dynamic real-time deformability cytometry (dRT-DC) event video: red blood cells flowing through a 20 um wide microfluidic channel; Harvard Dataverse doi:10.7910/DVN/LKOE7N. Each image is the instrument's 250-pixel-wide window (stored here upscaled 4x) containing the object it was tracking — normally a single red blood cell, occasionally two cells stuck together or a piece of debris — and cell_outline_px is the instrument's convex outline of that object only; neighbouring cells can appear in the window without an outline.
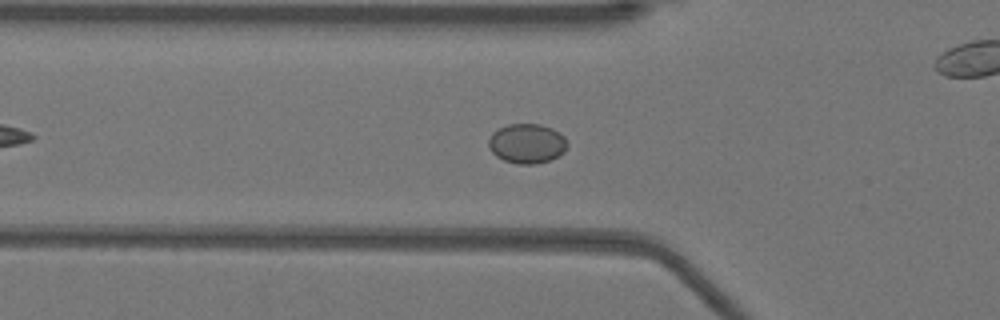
{"species": "Egyptian fruit bat (a non-hibernating species)", "species_latin": "Rousettus aegyptiacus", "temperature_condition": "warm", "stored_images_in_passage": 46, "camera_frame_rate_fps": 3000, "um_per_image_px": 0.085, "animal": {"sex": "female"}, "frame": {"image": 1, "passage_image": 10, "time_ms": 3.0, "image_size_px": [1000, 320], "cell_outline_px": [[568, 144], [564, 152], [548, 160], [536, 164], [516, 164], [504, 160], [496, 156], [492, 152], [488, 144], [488, 140], [492, 132], [496, 128], [508, 124], [540, 124], [552, 128], [564, 136]], "centroid_in_image_um": [44.76, 12.19], "position_along_channel_um": 81.0, "area_um2": 18.26}}
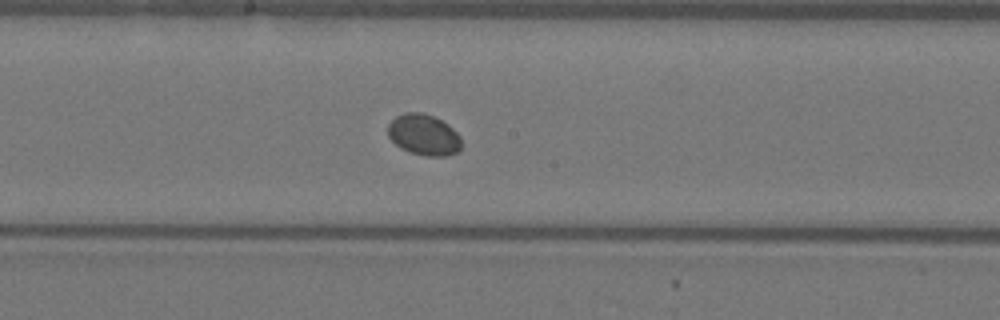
{"frame": {"image": 2, "passage_image": 20, "time_ms": 6.333, "image_size_px": [1000, 320], "cell_outline_px": [[460, 148], [456, 152], [448, 156], [428, 156], [408, 152], [400, 148], [388, 136], [388, 124], [396, 116], [404, 112], [424, 112], [448, 124], [460, 136]], "centroid_in_image_um": [36.0, 11.45], "position_along_channel_um": 212.2, "area_um2": 17.57}}
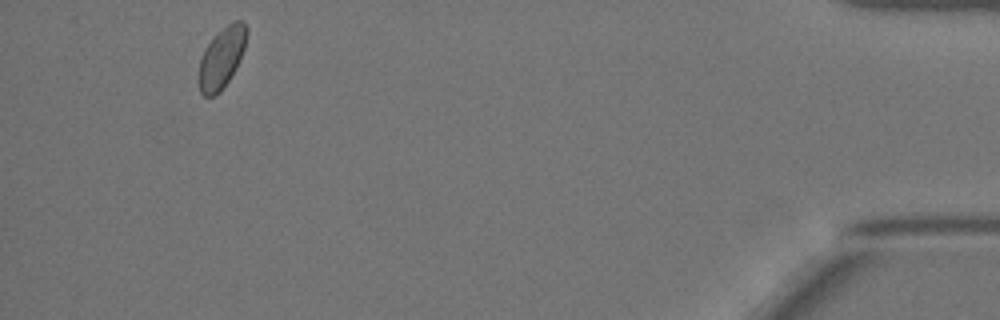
{"frame": {"image": 3, "passage_image": 46, "time_ms": 15.0, "image_size_px": [1000, 320], "cell_outline_px": [[248, 32], [244, 48], [236, 68], [220, 92], [216, 96], [204, 96], [200, 92], [200, 60], [212, 36], [216, 32], [232, 20], [244, 20], [248, 28]], "centroid_in_image_um": [18.88, 4.84], "position_along_channel_um": 416.3, "area_um2": 16.94}}